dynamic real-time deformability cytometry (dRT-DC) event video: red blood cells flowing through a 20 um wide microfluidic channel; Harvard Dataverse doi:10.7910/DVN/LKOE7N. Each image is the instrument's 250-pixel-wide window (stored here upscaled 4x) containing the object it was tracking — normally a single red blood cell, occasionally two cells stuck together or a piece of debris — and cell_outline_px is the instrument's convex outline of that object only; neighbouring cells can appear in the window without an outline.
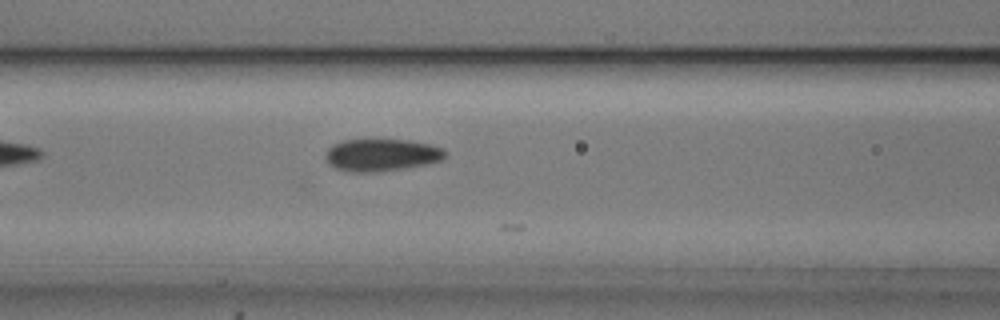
{"species": "common noctule bat (a hibernating species)", "species_latin": "Nyctalus noctula", "temperature_condition": "cold", "stored_images_in_passage": 9, "camera_frame_rate_fps": 3000, "um_per_image_px": 0.085, "animal": {"sex": "male", "body_mass_g": 20.5, "forearm_length_mm": 52.5}, "frame": {"image": 1, "passage_image": 8, "time_ms": 2.333, "image_size_px": [1000, 320], "cell_outline_px": [[448, 152], [440, 160], [428, 164], [404, 168], [376, 172], [348, 172], [336, 168], [328, 164], [324, 156], [324, 152], [332, 144], [344, 140], [408, 140], [428, 144], [444, 148]], "centroid_in_image_um": [32.39, 13.18], "position_along_channel_um": 134.2, "area_um2": 22.66}}